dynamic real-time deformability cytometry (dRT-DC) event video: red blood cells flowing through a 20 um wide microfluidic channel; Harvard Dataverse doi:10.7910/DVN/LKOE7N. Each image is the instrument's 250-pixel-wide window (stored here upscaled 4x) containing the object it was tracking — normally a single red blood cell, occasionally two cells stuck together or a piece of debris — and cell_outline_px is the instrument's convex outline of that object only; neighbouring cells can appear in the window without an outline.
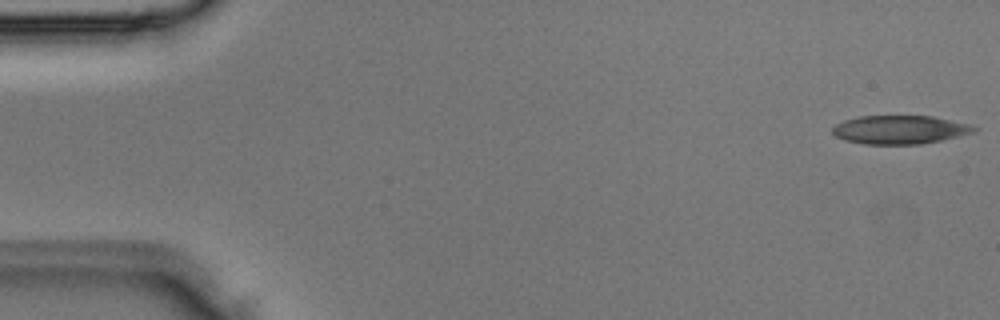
{"species": "Egyptian fruit bat (a non-hibernating species)", "species_latin": "Rousettus aegyptiacus", "temperature_condition": "room temperature", "stored_images_in_passage": 4, "camera_frame_rate_fps": 3000, "um_per_image_px": 0.085, "animal": {"sex": "male"}, "frame": {"image": 1, "passage_image": 1, "time_ms": 0.0, "image_size_px": [1000, 320], "cell_outline_px": [[976, 128], [972, 132], [940, 140], [920, 144], [864, 144], [844, 140], [836, 136], [832, 132], [832, 128], [836, 124], [844, 120], [860, 116], [932, 116], [968, 124]], "centroid_in_image_um": [76.41, 11.02], "position_along_channel_um": 8.6, "area_um2": 23.18}}